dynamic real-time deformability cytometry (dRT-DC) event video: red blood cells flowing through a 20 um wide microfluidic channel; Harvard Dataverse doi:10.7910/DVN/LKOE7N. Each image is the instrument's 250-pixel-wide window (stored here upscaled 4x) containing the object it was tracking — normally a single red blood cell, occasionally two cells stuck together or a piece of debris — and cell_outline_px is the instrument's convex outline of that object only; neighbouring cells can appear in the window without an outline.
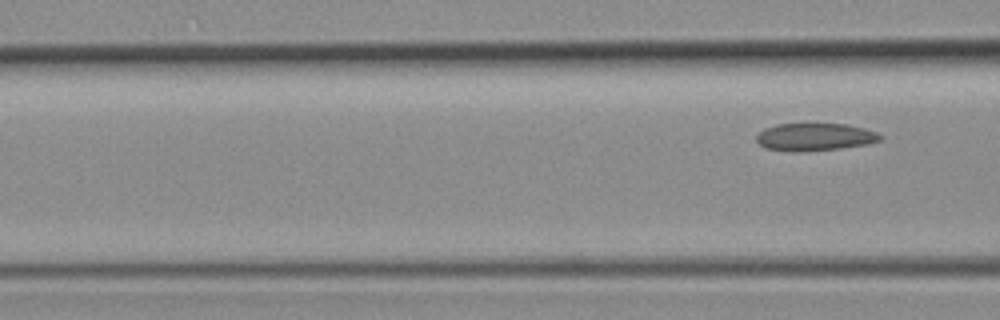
{"species": "common noctule bat (a hibernating species)", "species_latin": "Nyctalus noctula", "temperature_condition": "room temperature", "stored_images_in_passage": 6, "camera_frame_rate_fps": 3000, "um_per_image_px": 0.085, "animal": {"sex": "female", "body_mass_g": 19.3, "forearm_length_mm": 54.1}, "frame": {"image": 1, "passage_image": 6, "time_ms": 5.667, "image_size_px": [1000, 320], "cell_outline_px": [[884, 136], [880, 140], [868, 144], [840, 148], [764, 148], [756, 140], [756, 136], [764, 128], [776, 124], [848, 124], [864, 128], [876, 132]], "centroid_in_image_um": [69.33, 11.58], "position_along_channel_um": 97.3, "area_um2": 18.79}}